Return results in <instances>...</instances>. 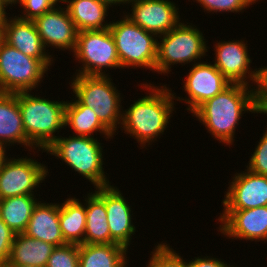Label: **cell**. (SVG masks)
<instances>
[{"label": "cell", "instance_id": "6da1fadb", "mask_svg": "<svg viewBox=\"0 0 267 267\" xmlns=\"http://www.w3.org/2000/svg\"><path fill=\"white\" fill-rule=\"evenodd\" d=\"M141 86L148 94L143 98H138L127 109L122 110L121 130L130 134L141 146L146 148L157 141V138L164 134L168 127L171 115L175 110V94L172 89L154 84H144ZM149 90V91H148ZM143 146V147H142Z\"/></svg>", "mask_w": 267, "mask_h": 267}, {"label": "cell", "instance_id": "7a4b0ae2", "mask_svg": "<svg viewBox=\"0 0 267 267\" xmlns=\"http://www.w3.org/2000/svg\"><path fill=\"white\" fill-rule=\"evenodd\" d=\"M251 87L231 83L221 93L201 104L193 112V116H196L214 139L230 147L234 144L235 131L243 114H255Z\"/></svg>", "mask_w": 267, "mask_h": 267}, {"label": "cell", "instance_id": "3957f363", "mask_svg": "<svg viewBox=\"0 0 267 267\" xmlns=\"http://www.w3.org/2000/svg\"><path fill=\"white\" fill-rule=\"evenodd\" d=\"M31 93L17 92V98L26 137L43 153L58 138L55 133L65 127L67 101H52Z\"/></svg>", "mask_w": 267, "mask_h": 267}, {"label": "cell", "instance_id": "277c9868", "mask_svg": "<svg viewBox=\"0 0 267 267\" xmlns=\"http://www.w3.org/2000/svg\"><path fill=\"white\" fill-rule=\"evenodd\" d=\"M70 87L82 105L91 108L99 121L113 134L122 124V99L110 75H73ZM112 81V82H111ZM122 97V98H121ZM118 125V127H117Z\"/></svg>", "mask_w": 267, "mask_h": 267}, {"label": "cell", "instance_id": "5b68a950", "mask_svg": "<svg viewBox=\"0 0 267 267\" xmlns=\"http://www.w3.org/2000/svg\"><path fill=\"white\" fill-rule=\"evenodd\" d=\"M96 138L72 135H61L45 150L48 154L65 162L79 175L88 179L94 186L105 187L111 185L104 172L103 146ZM110 183V184H109Z\"/></svg>", "mask_w": 267, "mask_h": 267}, {"label": "cell", "instance_id": "8992f818", "mask_svg": "<svg viewBox=\"0 0 267 267\" xmlns=\"http://www.w3.org/2000/svg\"><path fill=\"white\" fill-rule=\"evenodd\" d=\"M204 38L199 28L184 21L164 35L158 36L157 39L160 40L157 41L155 72L165 75L170 73L172 65H185L191 62L193 65V62H201V58L208 56V41Z\"/></svg>", "mask_w": 267, "mask_h": 267}, {"label": "cell", "instance_id": "52a82bcc", "mask_svg": "<svg viewBox=\"0 0 267 267\" xmlns=\"http://www.w3.org/2000/svg\"><path fill=\"white\" fill-rule=\"evenodd\" d=\"M123 16L109 26L121 68L138 67L155 72L157 36L133 23L126 15Z\"/></svg>", "mask_w": 267, "mask_h": 267}, {"label": "cell", "instance_id": "ba28073f", "mask_svg": "<svg viewBox=\"0 0 267 267\" xmlns=\"http://www.w3.org/2000/svg\"><path fill=\"white\" fill-rule=\"evenodd\" d=\"M54 60H38L0 40V93L32 91ZM49 67V68H48Z\"/></svg>", "mask_w": 267, "mask_h": 267}, {"label": "cell", "instance_id": "9c48e42d", "mask_svg": "<svg viewBox=\"0 0 267 267\" xmlns=\"http://www.w3.org/2000/svg\"><path fill=\"white\" fill-rule=\"evenodd\" d=\"M73 57L82 67L75 75H109L107 68L120 69L116 43L110 29L78 31ZM106 71H105V70ZM104 70V71H103Z\"/></svg>", "mask_w": 267, "mask_h": 267}, {"label": "cell", "instance_id": "30bf717a", "mask_svg": "<svg viewBox=\"0 0 267 267\" xmlns=\"http://www.w3.org/2000/svg\"><path fill=\"white\" fill-rule=\"evenodd\" d=\"M17 158H8L5 154L0 160V199L34 195L33 190L49 174L43 163L28 156Z\"/></svg>", "mask_w": 267, "mask_h": 267}, {"label": "cell", "instance_id": "8fae6325", "mask_svg": "<svg viewBox=\"0 0 267 267\" xmlns=\"http://www.w3.org/2000/svg\"><path fill=\"white\" fill-rule=\"evenodd\" d=\"M183 81H185L183 82V90L188 97L184 99L175 95V101L186 102L185 104H188L187 110L191 113L231 84L214 64L205 61L193 64L186 79Z\"/></svg>", "mask_w": 267, "mask_h": 267}, {"label": "cell", "instance_id": "7c38bea8", "mask_svg": "<svg viewBox=\"0 0 267 267\" xmlns=\"http://www.w3.org/2000/svg\"><path fill=\"white\" fill-rule=\"evenodd\" d=\"M131 14L126 16L136 25L157 37L176 27L181 19L179 8L170 0H129Z\"/></svg>", "mask_w": 267, "mask_h": 267}, {"label": "cell", "instance_id": "4fadbf2b", "mask_svg": "<svg viewBox=\"0 0 267 267\" xmlns=\"http://www.w3.org/2000/svg\"><path fill=\"white\" fill-rule=\"evenodd\" d=\"M219 231L228 239L267 241V205L245 210H223Z\"/></svg>", "mask_w": 267, "mask_h": 267}, {"label": "cell", "instance_id": "5bb4252c", "mask_svg": "<svg viewBox=\"0 0 267 267\" xmlns=\"http://www.w3.org/2000/svg\"><path fill=\"white\" fill-rule=\"evenodd\" d=\"M95 193L105 202L110 243L120 244L128 250L132 235L136 232L129 202L122 196L123 193L113 185L97 187Z\"/></svg>", "mask_w": 267, "mask_h": 267}, {"label": "cell", "instance_id": "9a60e30c", "mask_svg": "<svg viewBox=\"0 0 267 267\" xmlns=\"http://www.w3.org/2000/svg\"><path fill=\"white\" fill-rule=\"evenodd\" d=\"M246 171V172H245ZM235 173L225 191L223 210H245L267 205V176L248 169Z\"/></svg>", "mask_w": 267, "mask_h": 267}, {"label": "cell", "instance_id": "2e32d148", "mask_svg": "<svg viewBox=\"0 0 267 267\" xmlns=\"http://www.w3.org/2000/svg\"><path fill=\"white\" fill-rule=\"evenodd\" d=\"M220 41L213 46L215 47L213 50L215 51V61H213L215 67L231 83L253 86L256 79V69H250L252 59H250L247 48L248 44L245 40ZM249 80L252 81V85L249 84Z\"/></svg>", "mask_w": 267, "mask_h": 267}, {"label": "cell", "instance_id": "e0dca14e", "mask_svg": "<svg viewBox=\"0 0 267 267\" xmlns=\"http://www.w3.org/2000/svg\"><path fill=\"white\" fill-rule=\"evenodd\" d=\"M58 6V4L55 5L51 10L37 17L34 23L45 48L54 47V49L74 52L78 31L67 8Z\"/></svg>", "mask_w": 267, "mask_h": 267}, {"label": "cell", "instance_id": "ac0fdd59", "mask_svg": "<svg viewBox=\"0 0 267 267\" xmlns=\"http://www.w3.org/2000/svg\"><path fill=\"white\" fill-rule=\"evenodd\" d=\"M12 17H3L1 39L24 55L38 60H55L44 47L34 21Z\"/></svg>", "mask_w": 267, "mask_h": 267}, {"label": "cell", "instance_id": "d6986e66", "mask_svg": "<svg viewBox=\"0 0 267 267\" xmlns=\"http://www.w3.org/2000/svg\"><path fill=\"white\" fill-rule=\"evenodd\" d=\"M15 143L36 150L26 137L17 93H0V147L6 152Z\"/></svg>", "mask_w": 267, "mask_h": 267}, {"label": "cell", "instance_id": "ffe728a7", "mask_svg": "<svg viewBox=\"0 0 267 267\" xmlns=\"http://www.w3.org/2000/svg\"><path fill=\"white\" fill-rule=\"evenodd\" d=\"M23 233L55 247L66 245L59 224V203L39 201Z\"/></svg>", "mask_w": 267, "mask_h": 267}, {"label": "cell", "instance_id": "44dd1931", "mask_svg": "<svg viewBox=\"0 0 267 267\" xmlns=\"http://www.w3.org/2000/svg\"><path fill=\"white\" fill-rule=\"evenodd\" d=\"M67 3V11L77 31L105 30L111 22H105L109 5L100 0H61Z\"/></svg>", "mask_w": 267, "mask_h": 267}, {"label": "cell", "instance_id": "7402d4cb", "mask_svg": "<svg viewBox=\"0 0 267 267\" xmlns=\"http://www.w3.org/2000/svg\"><path fill=\"white\" fill-rule=\"evenodd\" d=\"M127 252L117 243L80 244L79 267H128Z\"/></svg>", "mask_w": 267, "mask_h": 267}, {"label": "cell", "instance_id": "603a6c76", "mask_svg": "<svg viewBox=\"0 0 267 267\" xmlns=\"http://www.w3.org/2000/svg\"><path fill=\"white\" fill-rule=\"evenodd\" d=\"M70 127L75 136L92 137L93 133H100L112 139L113 134L99 121L97 114L89 107L82 105L75 98L66 102L65 107V127Z\"/></svg>", "mask_w": 267, "mask_h": 267}, {"label": "cell", "instance_id": "cb8c5ba5", "mask_svg": "<svg viewBox=\"0 0 267 267\" xmlns=\"http://www.w3.org/2000/svg\"><path fill=\"white\" fill-rule=\"evenodd\" d=\"M59 224L67 244H84L86 229L85 204L79 198L69 197L59 204Z\"/></svg>", "mask_w": 267, "mask_h": 267}, {"label": "cell", "instance_id": "d4e9b609", "mask_svg": "<svg viewBox=\"0 0 267 267\" xmlns=\"http://www.w3.org/2000/svg\"><path fill=\"white\" fill-rule=\"evenodd\" d=\"M54 248L55 246L50 243L18 233L12 243L8 262L28 266H46Z\"/></svg>", "mask_w": 267, "mask_h": 267}, {"label": "cell", "instance_id": "484cf974", "mask_svg": "<svg viewBox=\"0 0 267 267\" xmlns=\"http://www.w3.org/2000/svg\"><path fill=\"white\" fill-rule=\"evenodd\" d=\"M87 194L84 198L86 209L84 244H110L105 202L95 192Z\"/></svg>", "mask_w": 267, "mask_h": 267}, {"label": "cell", "instance_id": "4316f807", "mask_svg": "<svg viewBox=\"0 0 267 267\" xmlns=\"http://www.w3.org/2000/svg\"><path fill=\"white\" fill-rule=\"evenodd\" d=\"M35 197V195H21L0 199V217L16 234L25 231L39 202Z\"/></svg>", "mask_w": 267, "mask_h": 267}, {"label": "cell", "instance_id": "83f0119b", "mask_svg": "<svg viewBox=\"0 0 267 267\" xmlns=\"http://www.w3.org/2000/svg\"><path fill=\"white\" fill-rule=\"evenodd\" d=\"M151 254L152 257L146 267H188L187 260L170 248V244L163 242L156 244Z\"/></svg>", "mask_w": 267, "mask_h": 267}, {"label": "cell", "instance_id": "f1b7e54d", "mask_svg": "<svg viewBox=\"0 0 267 267\" xmlns=\"http://www.w3.org/2000/svg\"><path fill=\"white\" fill-rule=\"evenodd\" d=\"M46 267H79V245L66 244L55 247Z\"/></svg>", "mask_w": 267, "mask_h": 267}, {"label": "cell", "instance_id": "f546056e", "mask_svg": "<svg viewBox=\"0 0 267 267\" xmlns=\"http://www.w3.org/2000/svg\"><path fill=\"white\" fill-rule=\"evenodd\" d=\"M200 3L203 10L207 13H217V12H244L243 10L247 7L249 8L254 4V0H195Z\"/></svg>", "mask_w": 267, "mask_h": 267}, {"label": "cell", "instance_id": "4dcf8cb0", "mask_svg": "<svg viewBox=\"0 0 267 267\" xmlns=\"http://www.w3.org/2000/svg\"><path fill=\"white\" fill-rule=\"evenodd\" d=\"M60 2L61 0H20L19 4L23 12L21 13L22 15L18 14V16L24 20L34 21L37 17L51 10Z\"/></svg>", "mask_w": 267, "mask_h": 267}, {"label": "cell", "instance_id": "1f68e13d", "mask_svg": "<svg viewBox=\"0 0 267 267\" xmlns=\"http://www.w3.org/2000/svg\"><path fill=\"white\" fill-rule=\"evenodd\" d=\"M251 155L246 168L256 174L267 176V128Z\"/></svg>", "mask_w": 267, "mask_h": 267}, {"label": "cell", "instance_id": "d6a6232c", "mask_svg": "<svg viewBox=\"0 0 267 267\" xmlns=\"http://www.w3.org/2000/svg\"><path fill=\"white\" fill-rule=\"evenodd\" d=\"M16 233L0 217V263L9 261Z\"/></svg>", "mask_w": 267, "mask_h": 267}, {"label": "cell", "instance_id": "836d02e7", "mask_svg": "<svg viewBox=\"0 0 267 267\" xmlns=\"http://www.w3.org/2000/svg\"><path fill=\"white\" fill-rule=\"evenodd\" d=\"M191 261L188 260V267H230L231 265L226 263L225 261H221L222 259L210 257V256H199L194 257ZM228 264V265H227Z\"/></svg>", "mask_w": 267, "mask_h": 267}, {"label": "cell", "instance_id": "e575fe53", "mask_svg": "<svg viewBox=\"0 0 267 267\" xmlns=\"http://www.w3.org/2000/svg\"><path fill=\"white\" fill-rule=\"evenodd\" d=\"M256 68V79L254 82L253 96H267V66Z\"/></svg>", "mask_w": 267, "mask_h": 267}, {"label": "cell", "instance_id": "d590c367", "mask_svg": "<svg viewBox=\"0 0 267 267\" xmlns=\"http://www.w3.org/2000/svg\"><path fill=\"white\" fill-rule=\"evenodd\" d=\"M253 97H254L255 113L267 114V96H253Z\"/></svg>", "mask_w": 267, "mask_h": 267}, {"label": "cell", "instance_id": "8d00e7d4", "mask_svg": "<svg viewBox=\"0 0 267 267\" xmlns=\"http://www.w3.org/2000/svg\"><path fill=\"white\" fill-rule=\"evenodd\" d=\"M104 3H106L107 5H109L110 7H112V5H118L120 6V4L124 5V4H128L129 0H100Z\"/></svg>", "mask_w": 267, "mask_h": 267}, {"label": "cell", "instance_id": "74e56055", "mask_svg": "<svg viewBox=\"0 0 267 267\" xmlns=\"http://www.w3.org/2000/svg\"><path fill=\"white\" fill-rule=\"evenodd\" d=\"M19 1L20 0H0V3L5 7V8H7V7H9V6H13V4H14V6H16L15 4H19Z\"/></svg>", "mask_w": 267, "mask_h": 267}, {"label": "cell", "instance_id": "f35d334b", "mask_svg": "<svg viewBox=\"0 0 267 267\" xmlns=\"http://www.w3.org/2000/svg\"><path fill=\"white\" fill-rule=\"evenodd\" d=\"M6 14V8L0 3V17H4Z\"/></svg>", "mask_w": 267, "mask_h": 267}, {"label": "cell", "instance_id": "ab89813d", "mask_svg": "<svg viewBox=\"0 0 267 267\" xmlns=\"http://www.w3.org/2000/svg\"><path fill=\"white\" fill-rule=\"evenodd\" d=\"M14 267H46V266H28V265H19V264H11Z\"/></svg>", "mask_w": 267, "mask_h": 267}, {"label": "cell", "instance_id": "60d3db41", "mask_svg": "<svg viewBox=\"0 0 267 267\" xmlns=\"http://www.w3.org/2000/svg\"><path fill=\"white\" fill-rule=\"evenodd\" d=\"M0 267H14V266L11 265L9 262H6V263H0Z\"/></svg>", "mask_w": 267, "mask_h": 267}, {"label": "cell", "instance_id": "b9f144b4", "mask_svg": "<svg viewBox=\"0 0 267 267\" xmlns=\"http://www.w3.org/2000/svg\"><path fill=\"white\" fill-rule=\"evenodd\" d=\"M2 21H3V17H0V40L2 37Z\"/></svg>", "mask_w": 267, "mask_h": 267}, {"label": "cell", "instance_id": "7bdbcfd3", "mask_svg": "<svg viewBox=\"0 0 267 267\" xmlns=\"http://www.w3.org/2000/svg\"><path fill=\"white\" fill-rule=\"evenodd\" d=\"M7 152H5L1 147H0V160L1 158L6 154Z\"/></svg>", "mask_w": 267, "mask_h": 267}]
</instances>
